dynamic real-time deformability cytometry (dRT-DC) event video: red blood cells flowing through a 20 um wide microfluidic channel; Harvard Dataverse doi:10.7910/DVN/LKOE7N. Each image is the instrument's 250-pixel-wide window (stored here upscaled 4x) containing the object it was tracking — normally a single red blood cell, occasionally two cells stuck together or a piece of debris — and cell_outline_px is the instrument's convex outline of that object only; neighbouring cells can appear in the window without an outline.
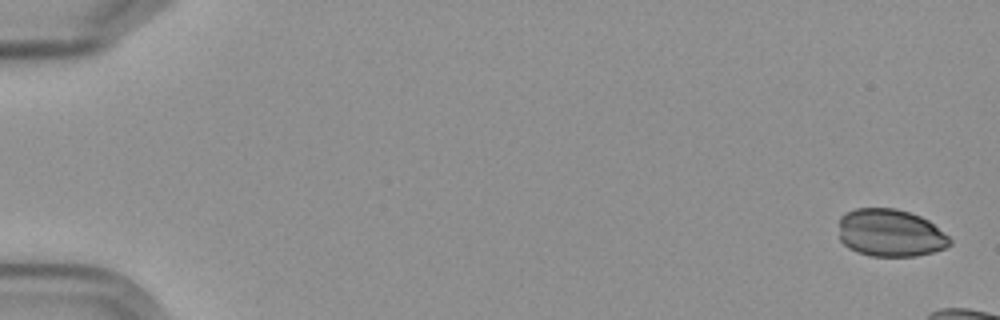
{"species": "Egyptian fruit bat (a non-hibernating species)", "species_latin": "Rousettus aegyptiacus", "temperature_condition": "cold", "stored_images_in_passage": 4, "camera_frame_rate_fps": 3000, "um_per_image_px": 0.085, "frame": {"image": 1, "passage_image": 1, "time_ms": 0.0, "image_size_px": [1000, 320], "cell_outline_px": [[952, 244], [944, 248], [932, 252], [916, 256], [872, 256], [856, 252], [848, 248], [840, 240], [840, 216], [856, 208], [896, 208], [920, 216], [928, 220], [948, 236], [952, 240]], "centroid_in_image_um": [75.67, 19.8], "position_along_channel_um": 9.3, "area_um2": 30.75}}